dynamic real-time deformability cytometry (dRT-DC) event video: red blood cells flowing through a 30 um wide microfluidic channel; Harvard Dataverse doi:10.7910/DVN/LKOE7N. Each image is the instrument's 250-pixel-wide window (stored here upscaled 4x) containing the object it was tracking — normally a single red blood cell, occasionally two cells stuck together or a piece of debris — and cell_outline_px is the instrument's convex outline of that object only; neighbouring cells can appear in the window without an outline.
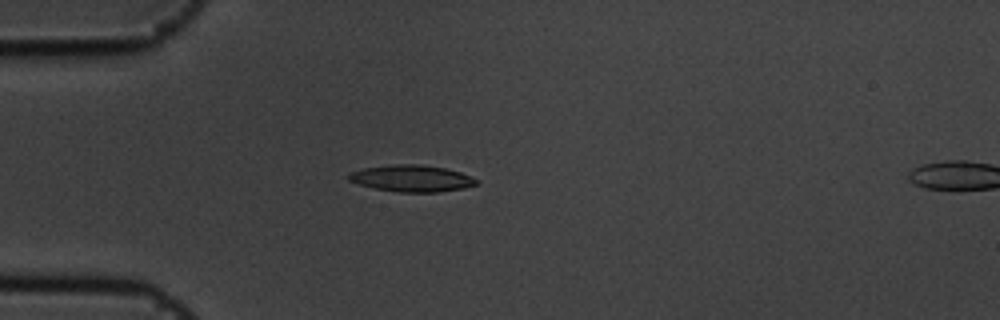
{"species": "common noctule bat (a hibernating species)", "species_latin": "Nyctalus noctula", "temperature_condition": "cold", "stored_images_in_passage": 6, "camera_frame_rate_fps": 3000, "um_per_image_px": 0.085, "animal": {"sex": "male", "body_mass_g": 19.5, "forearm_length_mm": 54.6}, "frame": {"image": 1, "passage_image": 5, "time_ms": 1.333, "image_size_px": [1000, 320], "cell_outline_px": [[480, 180], [476, 184], [464, 188], [440, 192], [400, 192], [376, 188], [360, 184], [348, 180], [348, 172], [364, 168], [392, 164], [424, 164], [444, 168], [460, 172], [472, 176]], "centroid_in_image_um": [35.02, 15.15], "position_along_channel_um": 50.0, "area_um2": 19.88}}